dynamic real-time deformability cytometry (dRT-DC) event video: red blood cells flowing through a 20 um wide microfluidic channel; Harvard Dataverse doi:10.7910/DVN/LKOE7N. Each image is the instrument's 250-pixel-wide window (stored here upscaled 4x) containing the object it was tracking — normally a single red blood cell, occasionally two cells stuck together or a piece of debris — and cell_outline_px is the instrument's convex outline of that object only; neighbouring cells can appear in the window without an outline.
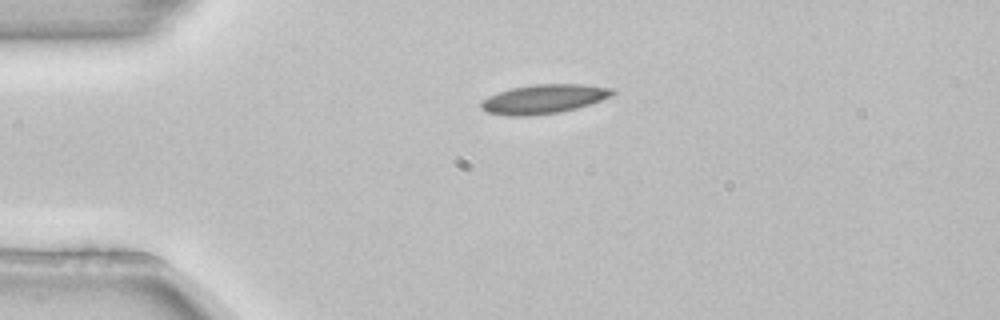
{"species": "common noctule bat (a hibernating species)", "species_latin": "Nyctalus noctula", "temperature_condition": "room temperature", "stored_images_in_passage": 1, "camera_frame_rate_fps": 3000, "um_per_image_px": 0.085, "animal": {"sex": "female", "body_mass_g": 22.7, "forearm_length_mm": 54.2}, "frame": {"image": 1, "passage_image": 1, "time_ms": 0.0, "image_size_px": [1000, 320], "cell_outline_px": [[616, 92], [612, 96], [576, 108], [560, 112], [528, 116], [508, 116], [488, 112], [480, 108], [480, 100], [488, 96], [512, 88], [532, 84], [584, 84], [616, 88]], "centroid_in_image_um": [46.23, 8.41], "position_along_channel_um": 38.8, "area_um2": 22.43}}